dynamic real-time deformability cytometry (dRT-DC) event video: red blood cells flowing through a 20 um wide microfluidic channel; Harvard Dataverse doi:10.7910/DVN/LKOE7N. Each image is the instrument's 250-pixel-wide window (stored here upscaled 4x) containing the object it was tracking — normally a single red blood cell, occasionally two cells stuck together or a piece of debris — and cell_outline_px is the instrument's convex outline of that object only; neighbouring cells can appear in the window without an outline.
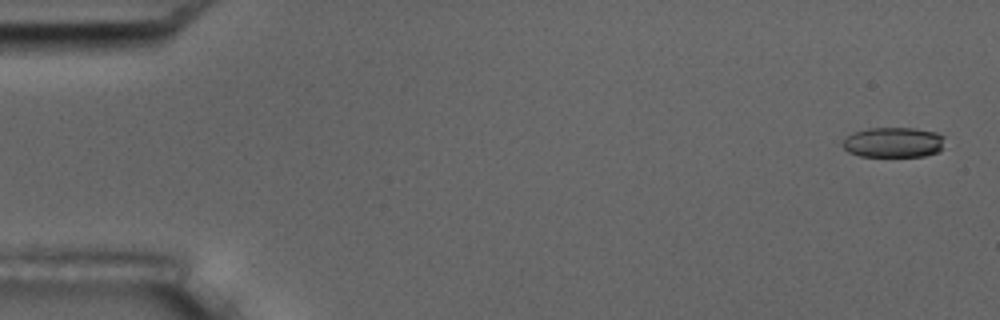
{"species": "common noctule bat (a hibernating species)", "species_latin": "Nyctalus noctula", "temperature_condition": "room temperature", "stored_images_in_passage": 5, "camera_frame_rate_fps": 3000, "um_per_image_px": 0.085, "animal": {"sex": "male", "body_mass_g": 17.5, "forearm_length_mm": 52.3}, "frame": {"image": 1, "passage_image": 1, "time_ms": 0.0, "image_size_px": [1000, 320], "cell_outline_px": [[944, 136], [940, 148], [936, 152], [924, 156], [860, 156], [848, 152], [840, 144], [852, 132], [868, 128], [916, 128], [936, 132]], "centroid_in_image_um": [75.89, 12.09], "position_along_channel_um": 9.1, "area_um2": 17.92}}